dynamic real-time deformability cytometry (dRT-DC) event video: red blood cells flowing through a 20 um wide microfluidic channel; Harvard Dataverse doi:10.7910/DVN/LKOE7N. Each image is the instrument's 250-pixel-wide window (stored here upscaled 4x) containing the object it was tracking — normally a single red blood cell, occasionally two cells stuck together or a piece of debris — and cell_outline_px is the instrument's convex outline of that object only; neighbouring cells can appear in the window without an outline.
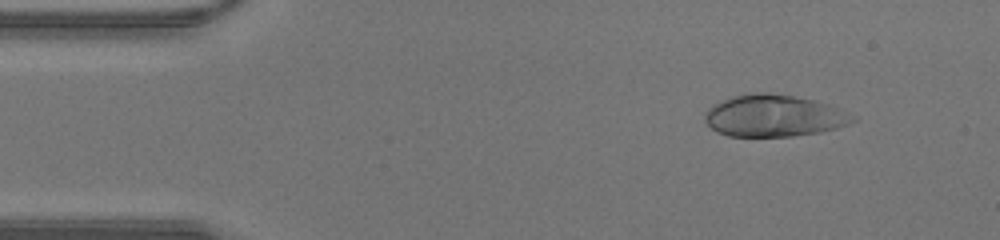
{"species": "human", "species_latin": "Homo sapiens", "temperature_condition": "warm", "stored_images_in_passage": 41, "camera_frame_rate_fps": 3000, "um_per_image_px": 0.085, "donor": {"sex": "male"}, "frame": {"image": 1, "passage_image": 4, "time_ms": 1.0, "image_size_px": [1000, 240], "cell_outline_px": [[856, 120], [848, 124], [836, 128], [816, 132], [792, 136], [728, 136], [716, 132], [704, 120], [704, 116], [708, 108], [712, 104], [732, 96], [752, 92], [764, 92], [792, 96], [812, 100], [836, 108]], "centroid_in_image_um": [65.66, 9.84], "position_along_channel_um": 19.3, "area_um2": 35.43}}
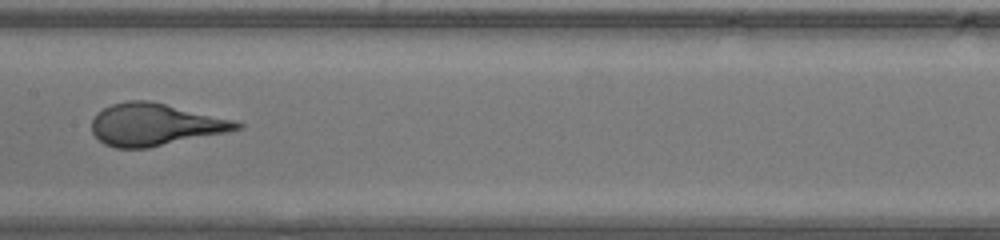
{"frame": {"image": 2, "passage_image": 20, "time_ms": 6.333, "image_size_px": [1000, 240], "cell_outline_px": [[244, 128], [228, 132], [148, 148], [116, 148], [104, 144], [92, 132], [92, 120], [96, 112], [112, 104], [128, 100], [148, 100], [232, 120], [244, 124]], "centroid_in_image_um": [13.15, 10.6], "position_along_channel_um": 194.2, "area_um2": 35.37}}
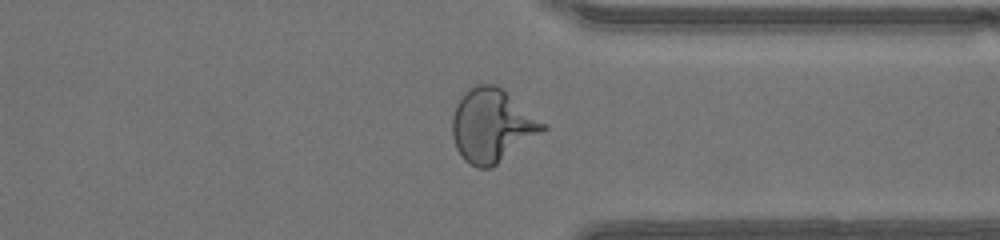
{"frame": {"image": 3, "passage_image": 31, "time_ms": 10.0, "image_size_px": [1000, 240], "cell_outline_px": [[548, 128], [492, 168], [476, 168], [464, 160], [456, 148], [452, 136], [452, 116], [456, 104], [472, 88], [480, 84], [496, 84], [504, 88], [548, 124]], "centroid_in_image_um": [41.86, 10.68], "position_along_channel_um": 369.5, "area_um2": 38.9}}